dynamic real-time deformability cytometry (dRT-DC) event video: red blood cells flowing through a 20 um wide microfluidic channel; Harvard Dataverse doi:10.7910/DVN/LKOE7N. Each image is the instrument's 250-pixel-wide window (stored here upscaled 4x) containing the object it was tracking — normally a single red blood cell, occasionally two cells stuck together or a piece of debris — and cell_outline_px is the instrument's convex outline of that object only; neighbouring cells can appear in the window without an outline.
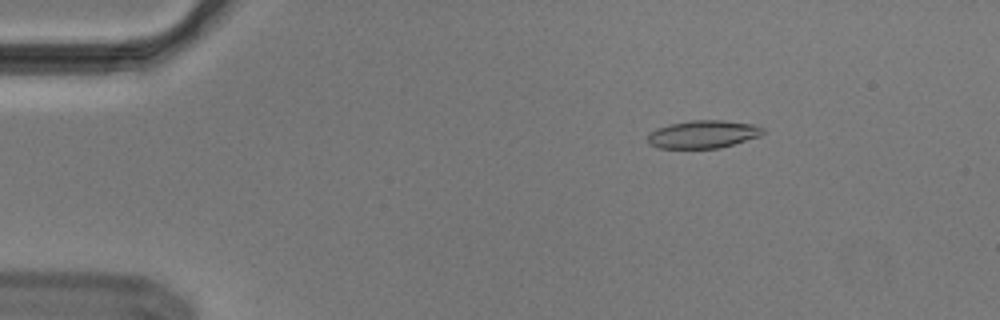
{"species": "Egyptian fruit bat (a non-hibernating species)", "species_latin": "Rousettus aegyptiacus", "temperature_condition": "cold", "stored_images_in_passage": 49, "camera_frame_rate_fps": 3000, "um_per_image_px": 0.085, "animal": {"sex": "male"}, "frame": {"image": 1, "passage_image": 3, "time_ms": 0.667, "image_size_px": [1000, 320], "cell_outline_px": [[764, 132], [760, 136], [720, 148], [660, 148], [648, 144], [648, 132], [656, 128], [668, 124], [692, 120], [724, 120], [752, 124], [764, 128]], "centroid_in_image_um": [59.73, 11.41], "position_along_channel_um": 25.3, "area_um2": 18.79}}
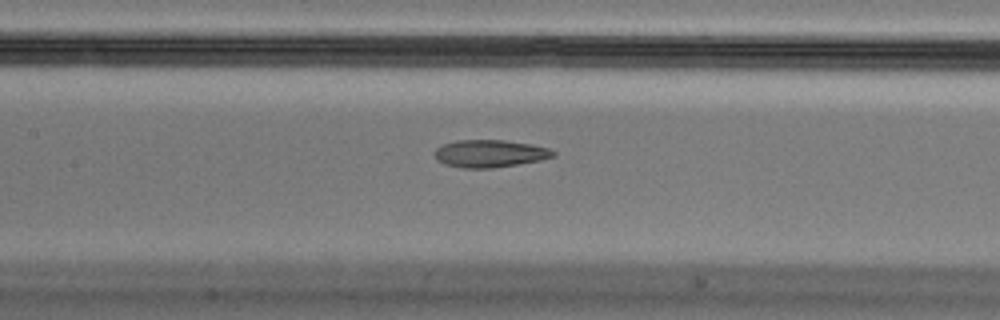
{"frame": {"image": 2, "passage_image": 20, "time_ms": 6.333, "image_size_px": [1000, 320], "cell_outline_px": [[556, 156], [540, 160], [492, 168], [464, 168], [444, 164], [436, 160], [432, 152], [436, 148], [444, 144], [456, 140], [504, 140], [532, 144], [548, 148], [556, 152]], "centroid_in_image_um": [41.61, 13.05], "position_along_channel_um": 165.8, "area_um2": 19.07}}
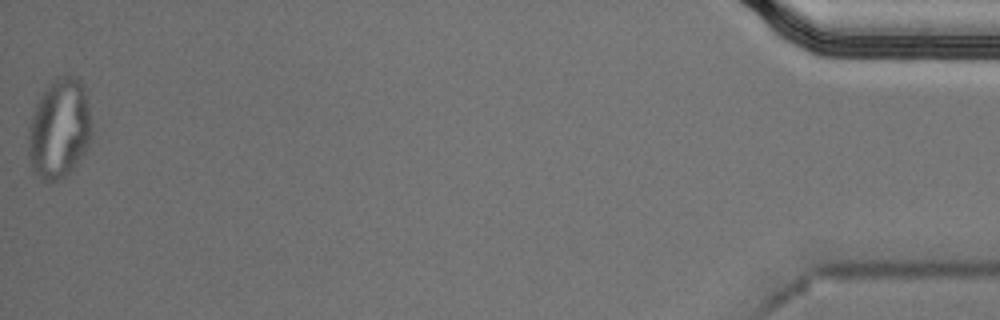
{"frame": {"image": 3, "passage_image": 49, "time_ms": 16.0, "image_size_px": [1000, 320], "cell_outline_px": [[92, 136], [84, 152], [76, 164], [64, 176], [56, 180], [40, 180], [32, 172], [28, 156], [28, 128], [36, 104], [40, 96], [60, 76], [76, 76], [84, 84], [88, 104], [92, 132]], "centroid_in_image_um": [5.03, 10.96], "position_along_channel_um": 430.2, "area_um2": 36.65}, "authors_computed_cell_mechanics": {"area_um2": 19.941, "velocity_mm_per_s": 3.6883, "shape_relaxation_time_tau1_ms": null, "shape_relaxation_time_tau2_ms": 2.3667, "deformation_change_tau1": null, "deformation_change_tau2": 0.0936}}